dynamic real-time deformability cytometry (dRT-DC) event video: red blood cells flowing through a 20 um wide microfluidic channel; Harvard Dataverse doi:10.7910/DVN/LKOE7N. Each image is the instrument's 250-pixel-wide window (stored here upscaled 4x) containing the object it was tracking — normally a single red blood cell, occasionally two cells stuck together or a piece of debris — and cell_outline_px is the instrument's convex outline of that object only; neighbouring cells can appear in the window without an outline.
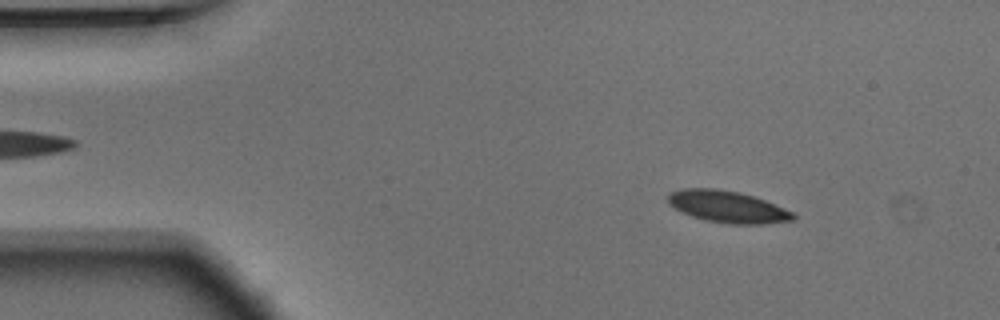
{"species": "Egyptian fruit bat (a non-hibernating species)", "species_latin": "Rousettus aegyptiacus", "temperature_condition": "warm", "stored_images_in_passage": 14, "camera_frame_rate_fps": 3000, "um_per_image_px": 0.085, "animal": {"sex": "male"}, "frame": {"image": 1, "passage_image": 7, "time_ms": 2.0, "image_size_px": [1000, 320], "cell_outline_px": [[796, 220], [764, 224], [732, 224], [704, 220], [680, 212], [668, 204], [668, 196], [672, 192], [684, 188], [716, 188], [736, 192], [752, 196], [764, 200], [792, 212], [796, 216]], "centroid_in_image_um": [61.82, 17.58], "position_along_channel_um": 23.2, "area_um2": 23.06}}